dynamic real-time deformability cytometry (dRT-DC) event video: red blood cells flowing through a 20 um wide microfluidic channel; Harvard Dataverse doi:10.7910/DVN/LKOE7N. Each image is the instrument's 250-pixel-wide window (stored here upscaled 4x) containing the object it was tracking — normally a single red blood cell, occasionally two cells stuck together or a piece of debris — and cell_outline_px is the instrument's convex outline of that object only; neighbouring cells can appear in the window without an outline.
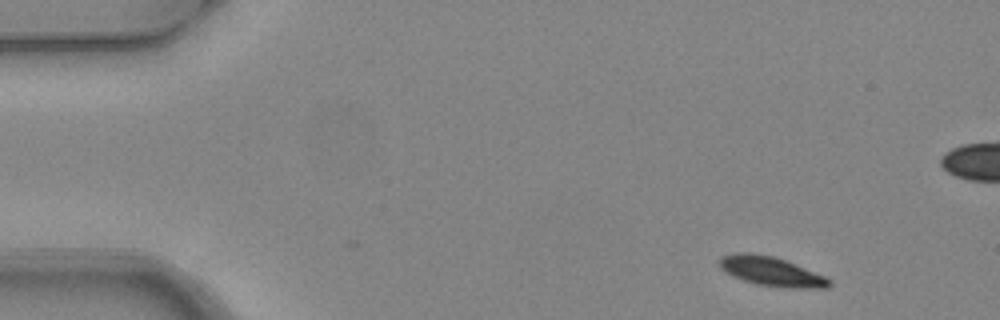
{"species": "common noctule bat (a hibernating species)", "species_latin": "Nyctalus noctula", "temperature_condition": "warm", "stored_images_in_passage": 5, "segment_of_instrument_passage": [1, 2], "camera_frame_rate_fps": 3000, "um_per_image_px": 0.085, "animal": {"sex": "female", "body_mass_g": 24.6, "forearm_length_mm": 56.2}, "frame": {"image": 1, "passage_image": 1, "time_ms": 0.0, "image_size_px": [1000, 320], "cell_outline_px": [[832, 284], [828, 288], [788, 288], [756, 284], [732, 276], [724, 272], [720, 268], [716, 260], [720, 256], [732, 252], [752, 252], [772, 256], [784, 260], [828, 276], [832, 280]], "centroid_in_image_um": [65.54, 23.06], "position_along_channel_um": 19.5, "area_um2": 19.25}}